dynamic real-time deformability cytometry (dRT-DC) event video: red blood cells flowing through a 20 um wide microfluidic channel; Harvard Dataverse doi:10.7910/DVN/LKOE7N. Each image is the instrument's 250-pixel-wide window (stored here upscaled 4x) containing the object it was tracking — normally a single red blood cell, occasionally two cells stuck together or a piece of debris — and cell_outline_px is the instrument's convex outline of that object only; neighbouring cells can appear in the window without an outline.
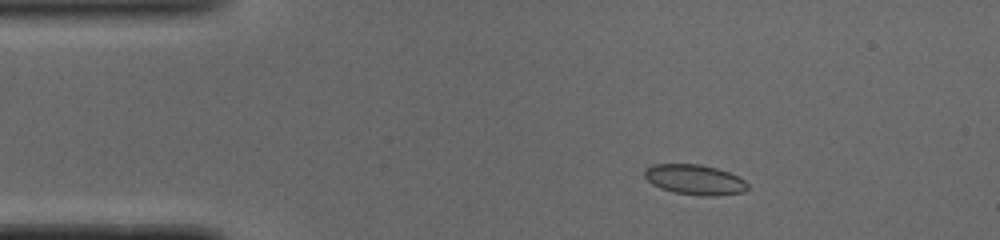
{"species": "common noctule bat (a hibernating species)", "species_latin": "Nyctalus noctula", "temperature_condition": "cold", "stored_images_in_passage": 45, "camera_frame_rate_fps": 3000, "um_per_image_px": 0.085, "animal": {"sex": "male", "body_mass_g": 19.0, "forearm_length_mm": 50.8}, "frame": {"image": 1, "passage_image": 2, "time_ms": 0.333, "image_size_px": [1000, 240], "cell_outline_px": [[748, 188], [744, 192], [716, 196], [700, 196], [676, 192], [660, 188], [652, 184], [644, 176], [644, 168], [652, 164], [700, 164], [716, 168], [728, 172], [744, 180], [748, 184]], "centroid_in_image_um": [59.04, 15.27], "position_along_channel_um": 26.0, "area_um2": 18.15}}
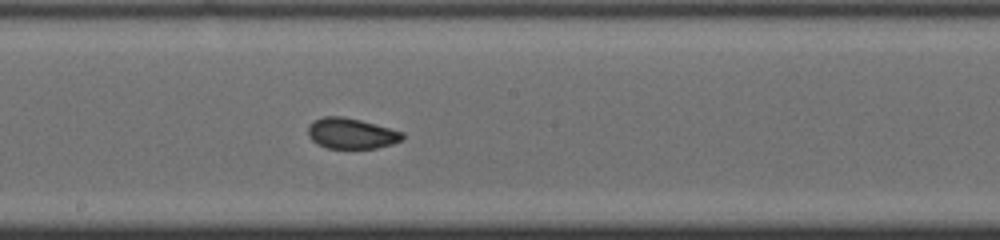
{"frame": {"image": 2, "passage_image": 21, "time_ms": 6.667, "image_size_px": [1000, 240], "cell_outline_px": [[404, 136], [400, 140], [392, 144], [376, 148], [328, 148], [316, 144], [308, 136], [308, 124], [312, 120], [324, 116], [344, 116], [360, 120], [404, 132]], "centroid_in_image_um": [29.81, 11.33], "position_along_channel_um": 218.4, "area_um2": 16.94}}
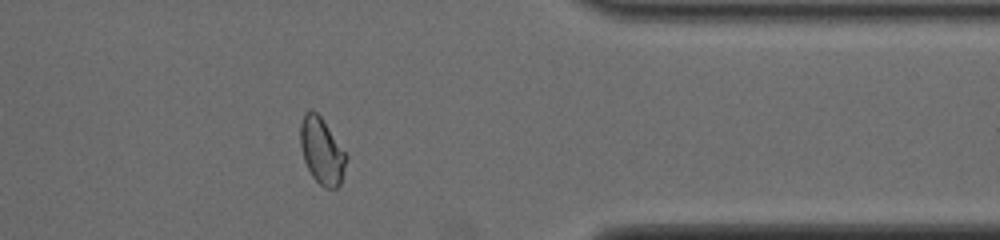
{"frame": {"image": 3, "passage_image": 35, "time_ms": 11.333, "image_size_px": [1000, 240], "cell_outline_px": [[348, 156], [340, 184], [336, 188], [324, 188], [312, 176], [304, 160], [300, 144], [300, 124], [304, 112], [312, 108], [320, 116]], "centroid_in_image_um": [27.34, 12.82], "position_along_channel_um": 384.1, "area_um2": 17.63}}